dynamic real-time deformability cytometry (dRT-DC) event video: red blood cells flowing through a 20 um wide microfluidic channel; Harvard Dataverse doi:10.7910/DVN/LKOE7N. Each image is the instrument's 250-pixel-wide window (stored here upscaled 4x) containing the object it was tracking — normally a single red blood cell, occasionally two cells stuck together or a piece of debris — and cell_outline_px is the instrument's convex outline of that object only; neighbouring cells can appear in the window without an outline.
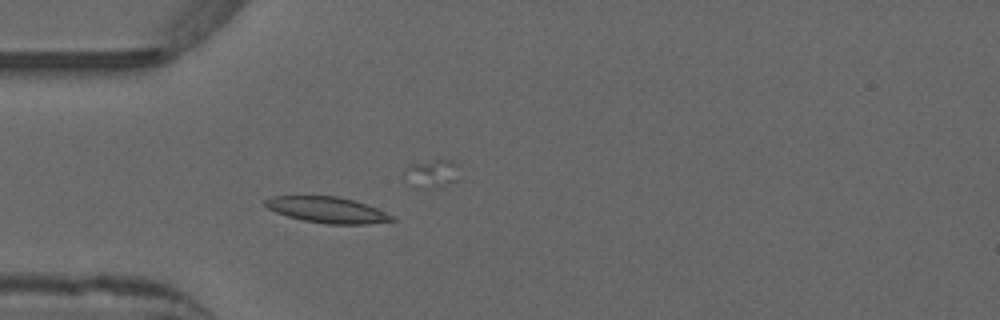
{"species": "common noctule bat (a hibernating species)", "species_latin": "Nyctalus noctula", "temperature_condition": "warm", "stored_images_in_passage": 51, "camera_frame_rate_fps": 3000, "um_per_image_px": 0.085, "animal": {"sex": "male", "forearm_length_mm": 52.5}, "frame": {"image": 1, "passage_image": 13, "time_ms": 4.0, "image_size_px": [1000, 320], "cell_outline_px": [[396, 220], [368, 224], [328, 224], [304, 220], [288, 216], [276, 212], [268, 208], [264, 204], [264, 200], [272, 196], [336, 196], [352, 200], [376, 208], [392, 216]], "centroid_in_image_um": [27.79, 17.84], "position_along_channel_um": 57.2, "area_um2": 18.84}}
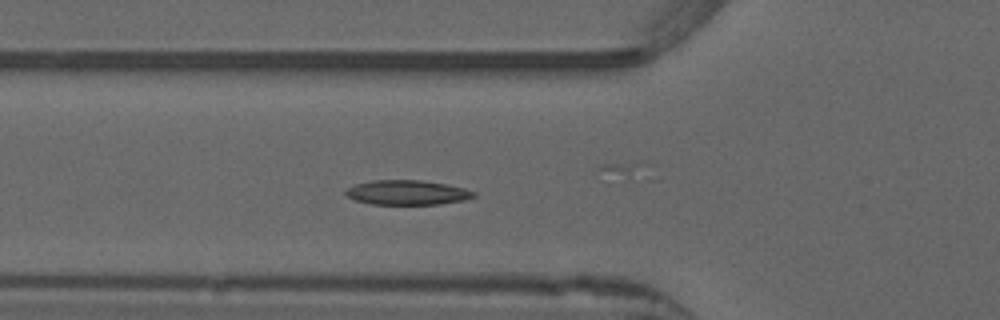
{"frame": {"image": 2, "passage_image": 16, "time_ms": 5.0, "image_size_px": [1000, 320], "cell_outline_px": [[476, 196], [464, 200], [440, 204], [372, 204], [356, 200], [348, 196], [344, 192], [348, 188], [356, 184], [376, 180], [420, 180], [444, 184], [464, 188], [476, 192]], "centroid_in_image_um": [34.64, 16.37], "position_along_channel_um": 91.2, "area_um2": 18.15}}
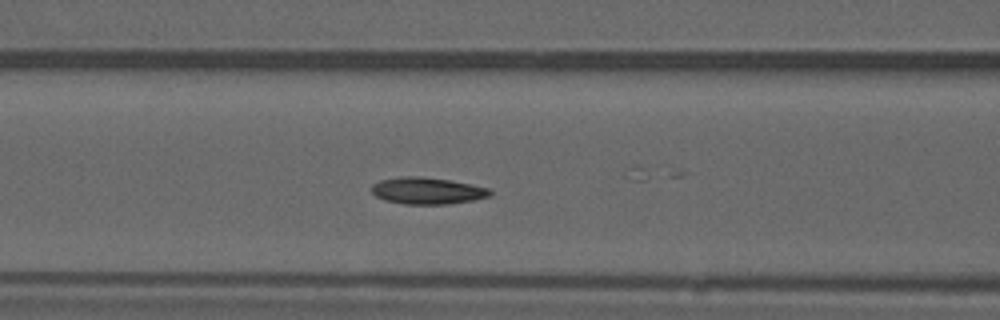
{"frame": {"image": 3, "passage_image": 19, "time_ms": 6.0, "image_size_px": [1000, 320], "cell_outline_px": [[492, 192], [488, 196], [472, 200], [448, 204], [404, 204], [384, 200], [376, 196], [368, 188], [372, 184], [380, 180], [404, 176], [420, 176], [448, 180], [472, 184], [492, 188]], "centroid_in_image_um": [36.29, 16.21], "position_along_channel_um": 130.3, "area_um2": 18.55}, "authors_computed_cell_mechanics": {"area_um2": 17.8602, "velocity_mm_per_s": 3.8694, "shape_relaxation_time_tau1_ms": 6.6249, "shape_relaxation_time_tau2_ms": 2.2706, "deformation_change_tau1": 0.1619, "deformation_change_tau2": 0.0655}}